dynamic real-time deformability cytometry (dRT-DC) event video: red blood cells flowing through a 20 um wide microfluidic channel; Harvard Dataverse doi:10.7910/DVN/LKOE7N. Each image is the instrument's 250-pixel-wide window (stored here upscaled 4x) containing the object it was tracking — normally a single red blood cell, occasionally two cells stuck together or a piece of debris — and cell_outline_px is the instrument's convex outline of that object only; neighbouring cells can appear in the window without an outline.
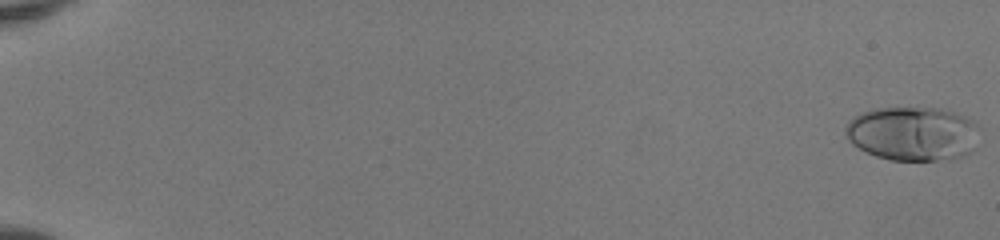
{"species": "human", "species_latin": "Homo sapiens", "temperature_condition": "room temperature", "stored_images_in_passage": 49, "camera_frame_rate_fps": 3000, "um_per_image_px": 0.085, "donor": {"sex": "female"}, "frame": {"image": 1, "passage_image": 1, "time_ms": 0.0, "image_size_px": [1000, 240], "cell_outline_px": [[980, 128], [976, 148], [972, 152], [964, 156], [936, 160], [892, 160], [876, 156], [852, 144], [848, 140], [844, 132], [844, 128], [848, 120], [852, 116], [860, 112], [876, 108], [940, 108], [976, 120]], "centroid_in_image_um": [77.6, 11.35], "position_along_channel_um": 7.4, "area_um2": 42.89}}
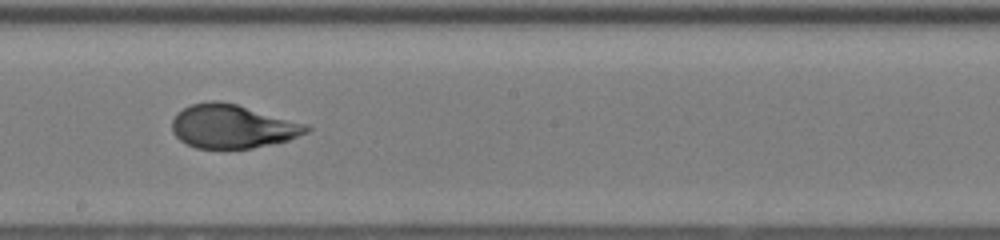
{"frame": {"image": 2, "passage_image": 32, "time_ms": 10.333, "image_size_px": [1000, 240], "cell_outline_px": [[312, 128], [308, 132], [288, 140], [252, 148], [196, 148], [180, 140], [172, 132], [172, 120], [176, 112], [192, 104], [212, 100], [220, 100], [236, 104], [308, 124]], "centroid_in_image_um": [19.75, 10.73], "position_along_channel_um": 228.4, "area_um2": 34.16}}
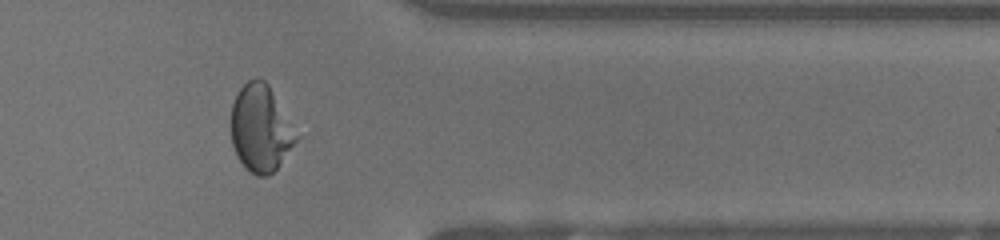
{"frame": {"image": 3, "passage_image": 44, "time_ms": 14.333, "image_size_px": [1000, 240], "cell_outline_px": [[300, 136], [276, 168], [268, 176], [256, 176], [248, 172], [236, 156], [232, 144], [228, 120], [232, 104], [236, 92], [248, 80], [264, 80], [268, 84]], "centroid_in_image_um": [22.1, 10.93], "position_along_channel_um": 389.3, "area_um2": 33.41}}